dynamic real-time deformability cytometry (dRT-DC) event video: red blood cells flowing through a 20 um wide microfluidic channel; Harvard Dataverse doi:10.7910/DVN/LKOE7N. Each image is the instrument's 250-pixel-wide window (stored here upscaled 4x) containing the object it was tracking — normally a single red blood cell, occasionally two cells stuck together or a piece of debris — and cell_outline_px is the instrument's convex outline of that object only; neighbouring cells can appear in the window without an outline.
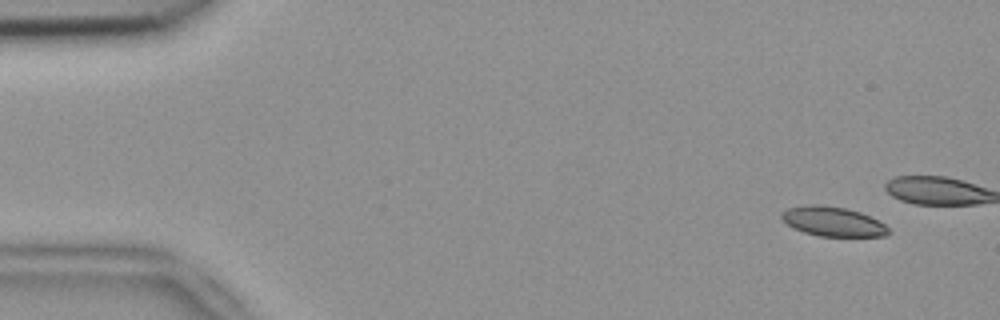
{"species": "common noctule bat (a hibernating species)", "species_latin": "Nyctalus noctula", "temperature_condition": "room temperature", "stored_images_in_passage": 13, "camera_frame_rate_fps": 3000, "um_per_image_px": 0.085, "animal": {"sex": "female", "body_mass_g": 18.4}, "frame": {"image": 1, "passage_image": 1, "time_ms": 0.0, "image_size_px": [1000, 320], "cell_outline_px": [[892, 232], [884, 236], [820, 236], [804, 232], [788, 224], [780, 216], [788, 208], [808, 204], [824, 204], [848, 208], [860, 212], [884, 224]], "centroid_in_image_um": [70.82, 18.81], "position_along_channel_um": 14.2, "area_um2": 18.26}}